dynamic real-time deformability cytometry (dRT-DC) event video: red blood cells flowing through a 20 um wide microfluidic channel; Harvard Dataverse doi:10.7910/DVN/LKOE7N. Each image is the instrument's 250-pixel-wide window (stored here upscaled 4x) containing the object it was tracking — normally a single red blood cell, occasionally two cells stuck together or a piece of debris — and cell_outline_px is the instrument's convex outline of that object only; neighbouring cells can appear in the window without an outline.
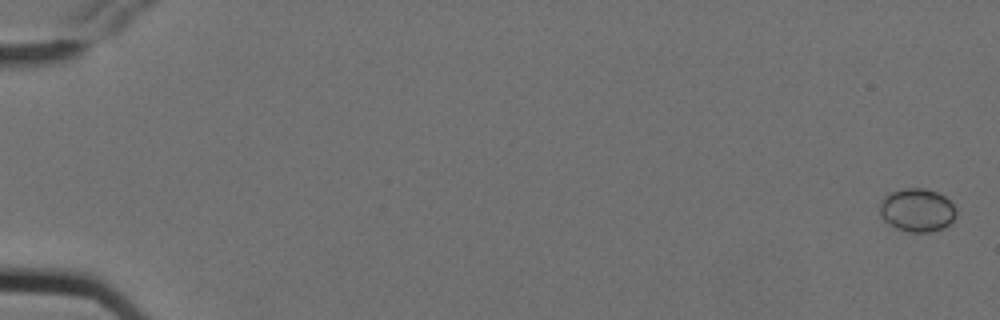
{"species": "Egyptian fruit bat (a non-hibernating species)", "species_latin": "Rousettus aegyptiacus", "temperature_condition": "cold", "stored_images_in_passage": 7, "camera_frame_rate_fps": 3000, "um_per_image_px": 0.085, "animal": {"sex": "female"}, "frame": {"image": 1, "passage_image": 1, "time_ms": 0.0, "image_size_px": [1000, 320], "cell_outline_px": [[956, 216], [944, 228], [932, 232], [908, 232], [896, 228], [888, 224], [884, 220], [880, 212], [880, 200], [888, 192], [904, 188], [924, 188], [936, 192], [944, 196], [956, 208]], "centroid_in_image_um": [77.93, 17.86], "position_along_channel_um": 7.1, "area_um2": 19.42}}
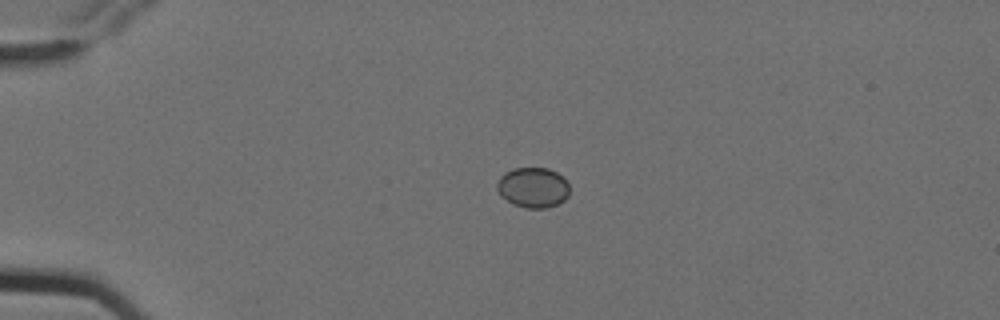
{"frame": {"image": 2, "passage_image": 5, "time_ms": 1.333, "image_size_px": [1000, 320], "cell_outline_px": [[568, 196], [564, 200], [556, 204], [544, 208], [528, 208], [512, 204], [500, 196], [496, 188], [496, 184], [500, 176], [504, 172], [512, 168], [548, 168], [556, 172], [568, 184]], "centroid_in_image_um": [45.25, 15.93], "position_along_channel_um": 39.8, "area_um2": 16.99}}
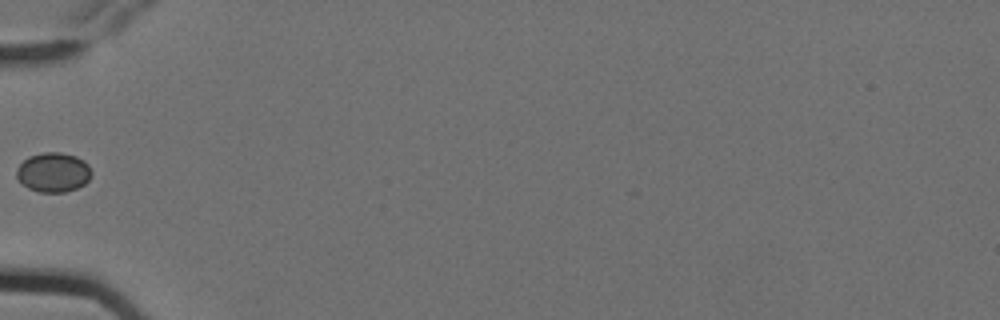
{"frame": {"image": 3, "passage_image": 7, "time_ms": 2.0, "image_size_px": [1000, 320], "cell_outline_px": [[92, 172], [88, 180], [84, 184], [76, 188], [64, 192], [40, 192], [28, 188], [16, 176], [16, 172], [20, 164], [28, 156], [44, 152], [60, 152], [76, 156], [84, 160], [88, 164]], "centroid_in_image_um": [4.55, 14.63], "position_along_channel_um": 80.5, "area_um2": 17.17}}